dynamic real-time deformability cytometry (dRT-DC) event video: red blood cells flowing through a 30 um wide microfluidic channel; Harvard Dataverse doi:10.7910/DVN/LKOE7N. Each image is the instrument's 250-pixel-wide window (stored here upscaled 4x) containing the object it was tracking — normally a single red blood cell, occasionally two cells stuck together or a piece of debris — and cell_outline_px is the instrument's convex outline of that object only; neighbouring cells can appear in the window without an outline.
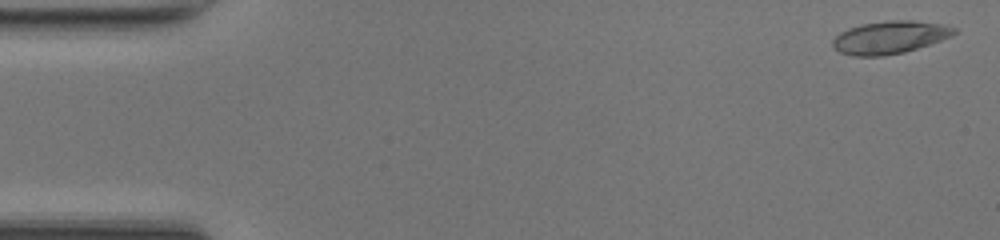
{"species": "common noctule bat (a hibernating species)", "species_latin": "Nyctalus noctula", "temperature_condition": "room temperature", "stored_images_in_passage": 49, "camera_frame_rate_fps": 3000, "um_per_image_px": 0.085, "animal": {"sex": "female", "body_mass_g": 17.0, "forearm_length_mm": 48.0}, "frame": {"image": 1, "passage_image": 2, "time_ms": 0.333, "image_size_px": [1000, 240], "cell_outline_px": [[956, 32], [952, 36], [904, 52], [884, 56], [852, 56], [840, 52], [832, 48], [832, 40], [840, 32], [848, 28], [860, 24], [888, 20], [912, 20], [948, 24], [956, 28]], "centroid_in_image_um": [75.62, 3.16], "position_along_channel_um": 9.4, "area_um2": 23.35}}
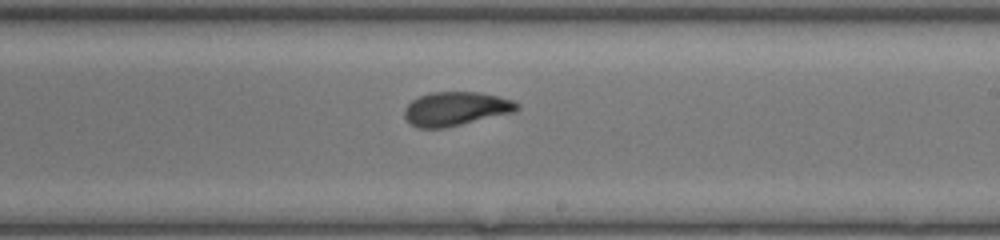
{"frame": {"image": 2, "passage_image": 29, "time_ms": 9.333, "image_size_px": [1000, 240], "cell_outline_px": [[520, 108], [516, 112], [444, 128], [416, 128], [404, 116], [404, 108], [412, 100], [420, 96], [432, 92], [480, 92], [512, 100], [520, 104]], "centroid_in_image_um": [38.76, 9.25], "position_along_channel_um": 250.2, "area_um2": 22.25}}
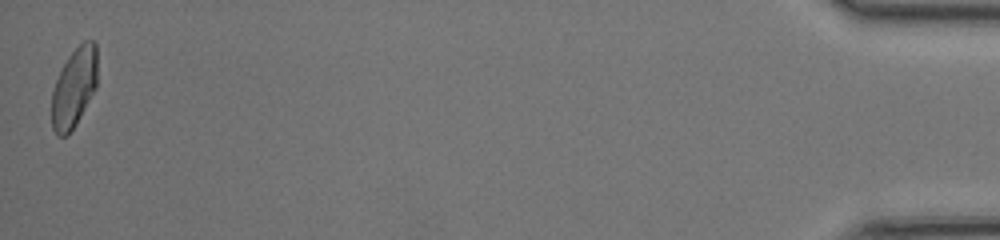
{"frame": {"image": 3, "passage_image": 49, "time_ms": 16.0, "image_size_px": [1000, 240], "cell_outline_px": [[96, 88], [76, 124], [68, 136], [56, 136], [52, 128], [52, 92], [56, 80], [68, 56], [84, 40], [92, 40], [96, 44]], "centroid_in_image_um": [6.29, 7.48], "position_along_channel_um": 428.9, "area_um2": 20.98}, "authors_computed_cell_mechanics": {"area_um2": 22.1374, "velocity_mm_per_s": 4.22, "shape_relaxation_time_tau1_ms": 4.4436, "shape_relaxation_time_tau2_ms": 1.8377, "deformation_change_tau1": 0.1645, "deformation_change_tau2": 0.0667}}